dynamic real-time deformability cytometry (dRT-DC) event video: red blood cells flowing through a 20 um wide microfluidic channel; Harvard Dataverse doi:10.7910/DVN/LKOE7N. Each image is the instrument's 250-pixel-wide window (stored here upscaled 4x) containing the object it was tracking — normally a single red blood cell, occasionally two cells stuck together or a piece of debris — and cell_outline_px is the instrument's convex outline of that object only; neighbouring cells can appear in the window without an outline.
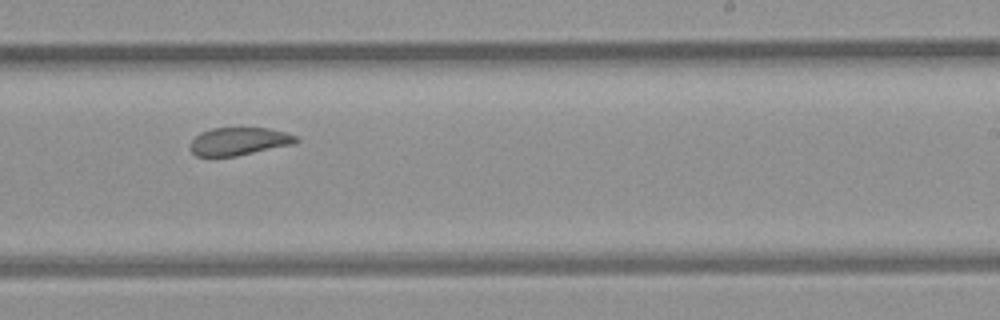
{"species": "common noctule bat (a hibernating species)", "species_latin": "Nyctalus noctula", "temperature_condition": "room temperature", "stored_images_in_passage": 10, "camera_frame_rate_fps": 3000, "um_per_image_px": 0.085, "animal": {"sex": "female", "body_mass_g": 21.9}, "frame": {"image": 1, "passage_image": 9, "time_ms": 2.667, "image_size_px": [1000, 320], "cell_outline_px": [[300, 140], [292, 144], [236, 156], [196, 156], [188, 148], [192, 140], [200, 132], [212, 128], [268, 128], [300, 136]], "centroid_in_image_um": [20.3, 12.01], "position_along_channel_um": 268.7, "area_um2": 17.17}}
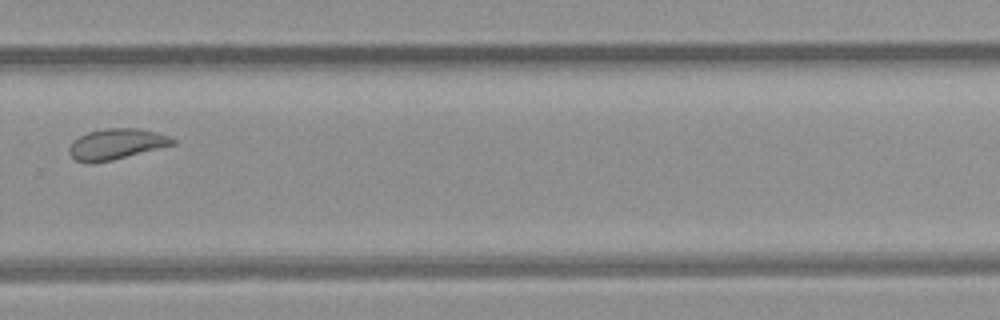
{"frame": {"image": 2, "passage_image": 10, "time_ms": 3.0, "image_size_px": [1000, 320], "cell_outline_px": [[176, 144], [112, 160], [92, 164], [84, 164], [76, 160], [68, 152], [68, 148], [72, 140], [88, 132], [104, 128], [140, 128], [156, 132], [168, 136], [176, 140]], "centroid_in_image_um": [9.85, 12.25], "position_along_channel_um": 319.9, "area_um2": 18.73}}